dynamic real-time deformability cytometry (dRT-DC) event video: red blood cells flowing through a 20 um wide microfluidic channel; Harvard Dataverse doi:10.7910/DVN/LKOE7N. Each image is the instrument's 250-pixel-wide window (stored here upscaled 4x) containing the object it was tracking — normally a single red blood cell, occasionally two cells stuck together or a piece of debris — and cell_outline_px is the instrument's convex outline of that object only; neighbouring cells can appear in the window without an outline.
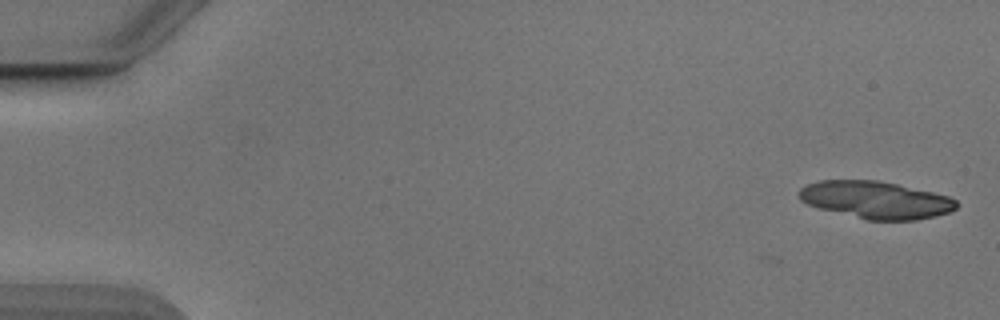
{"species": "Egyptian fruit bat (a non-hibernating species)", "species_latin": "Rousettus aegyptiacus", "temperature_condition": "cold", "stored_images_in_passage": 4, "camera_frame_rate_fps": 3000, "um_per_image_px": 0.085, "animal": {"sex": "male"}, "frame": {"image": 1, "passage_image": 1, "time_ms": 0.0, "image_size_px": [1000, 320], "cell_outline_px": [[960, 204], [952, 212], [936, 216], [916, 220], [868, 220], [820, 208], [808, 204], [800, 200], [800, 188], [804, 184], [820, 180], [880, 180], [932, 192], [948, 196], [956, 200]], "centroid_in_image_um": [74.47, 16.99], "position_along_channel_um": 10.5, "area_um2": 34.28}}